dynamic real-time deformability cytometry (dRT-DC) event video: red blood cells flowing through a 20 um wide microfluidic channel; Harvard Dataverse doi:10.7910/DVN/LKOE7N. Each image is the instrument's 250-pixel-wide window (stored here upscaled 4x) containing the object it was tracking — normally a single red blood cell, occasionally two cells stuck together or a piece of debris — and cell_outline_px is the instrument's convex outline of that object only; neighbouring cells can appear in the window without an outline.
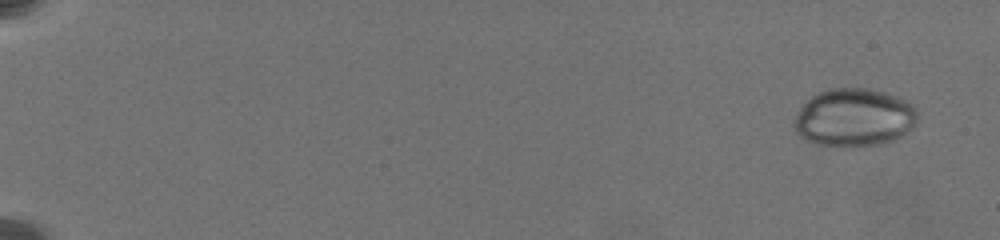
{"species": "common noctule bat (a hibernating species)", "species_latin": "Nyctalus noctula", "temperature_condition": "warm", "stored_images_in_passage": 25, "camera_frame_rate_fps": 3000, "um_per_image_px": 0.085, "animal": {"sex": "female", "body_mass_g": 19.5, "forearm_length_mm": 54.1}, "frame": {"image": 1, "passage_image": 3, "time_ms": 1.0, "image_size_px": [1000, 240], "cell_outline_px": [[916, 120], [912, 128], [908, 132], [892, 140], [880, 144], [816, 144], [804, 140], [796, 132], [792, 124], [800, 108], [812, 96], [828, 88], [868, 88], [904, 100], [912, 104], [916, 108]], "centroid_in_image_um": [72.57, 9.97], "position_along_channel_um": 12.4, "area_um2": 40.81}}
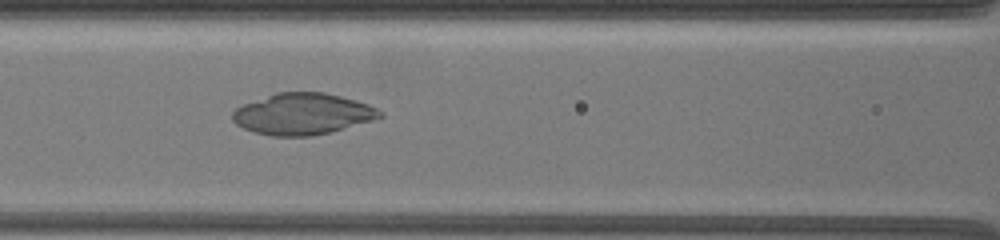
{"frame": {"image": 2, "passage_image": 23, "time_ms": 10.333, "image_size_px": [1000, 240], "cell_outline_px": [[384, 116], [372, 120], [328, 132], [312, 136], [272, 136], [256, 132], [244, 128], [236, 124], [232, 120], [232, 112], [236, 108], [244, 104], [276, 92], [324, 92], [356, 100], [368, 104], [384, 112]], "centroid_in_image_um": [25.72, 9.68], "position_along_channel_um": 140.9, "area_um2": 35.26}}
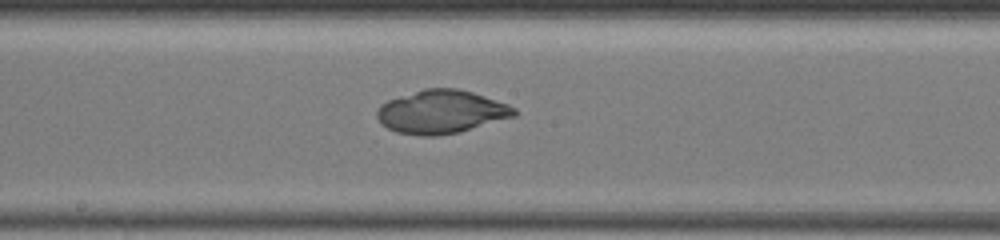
{"frame": {"image": 3, "passage_image": 25, "time_ms": 12.333, "image_size_px": [1000, 240], "cell_outline_px": [[516, 116], [460, 132], [436, 136], [420, 136], [396, 132], [388, 128], [376, 116], [376, 112], [380, 104], [388, 100], [424, 88], [456, 88], [472, 92], [508, 104], [516, 108]], "centroid_in_image_um": [37.52, 9.51], "position_along_channel_um": 210.7, "area_um2": 34.62}}